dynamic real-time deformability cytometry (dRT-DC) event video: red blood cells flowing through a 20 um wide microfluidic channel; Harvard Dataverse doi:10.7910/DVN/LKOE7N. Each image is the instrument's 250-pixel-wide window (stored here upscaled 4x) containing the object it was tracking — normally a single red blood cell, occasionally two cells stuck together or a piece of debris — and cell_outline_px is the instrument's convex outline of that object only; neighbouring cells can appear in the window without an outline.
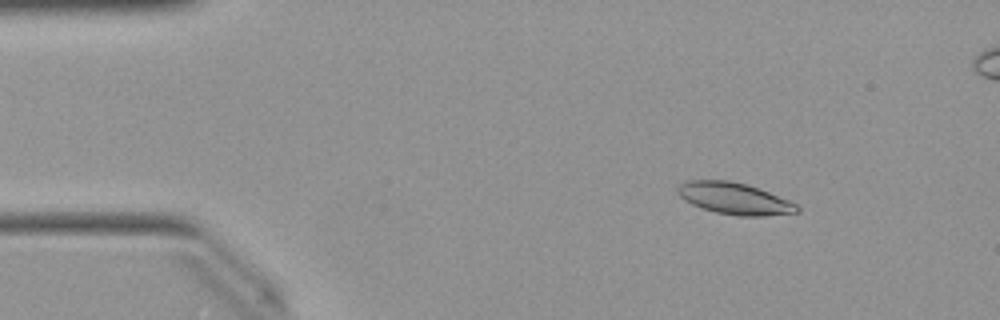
{"species": "Egyptian fruit bat (a non-hibernating species)", "species_latin": "Rousettus aegyptiacus", "temperature_condition": "warm", "stored_images_in_passage": 51, "segment_of_instrument_passage": [1, 2], "camera_frame_rate_fps": 3000, "um_per_image_px": 0.085, "animal": {"sex": "female"}, "frame": {"image": 1, "passage_image": 6, "time_ms": 1.667, "image_size_px": [1000, 320], "cell_outline_px": [[800, 212], [764, 216], [736, 216], [716, 212], [692, 204], [684, 200], [676, 192], [676, 188], [680, 184], [688, 180], [728, 180], [744, 184], [768, 192], [788, 200], [796, 204], [800, 208]], "centroid_in_image_um": [62.41, 16.88], "position_along_channel_um": 22.6, "area_um2": 21.85}}
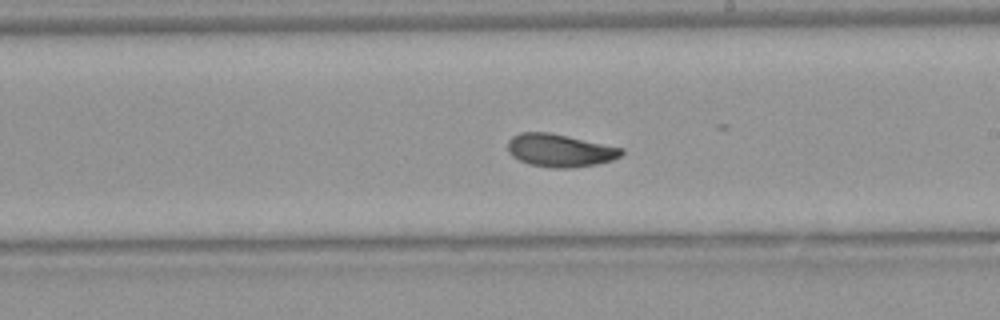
{"frame": {"image": 2, "passage_image": 28, "time_ms": 9.0, "image_size_px": [1000, 320], "cell_outline_px": [[624, 152], [620, 156], [612, 160], [596, 164], [572, 168], [552, 168], [528, 164], [512, 156], [508, 152], [508, 140], [512, 136], [520, 132], [548, 132], [568, 136], [624, 148]], "centroid_in_image_um": [47.58, 12.78], "position_along_channel_um": 241.4, "area_um2": 21.85}}
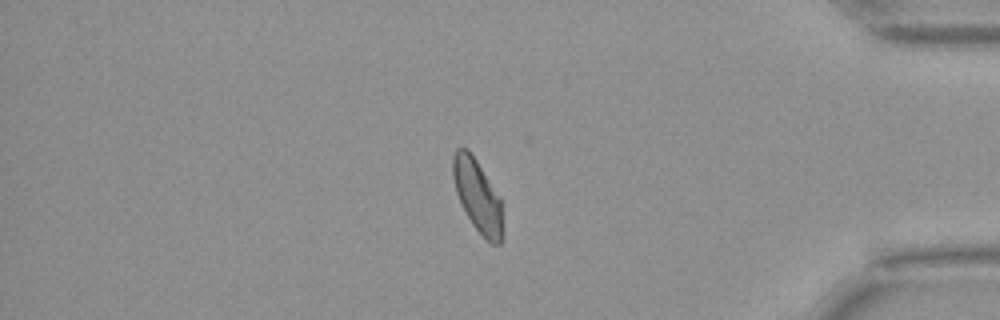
{"frame": {"image": 3, "passage_image": 42, "time_ms": 13.667, "image_size_px": [1000, 320], "cell_outline_px": [[500, 244], [492, 244], [472, 224], [456, 192], [452, 176], [452, 156], [456, 148], [468, 148], [500, 196]], "centroid_in_image_um": [40.54, 16.54], "position_along_channel_um": 394.7, "area_um2": 20.29}}